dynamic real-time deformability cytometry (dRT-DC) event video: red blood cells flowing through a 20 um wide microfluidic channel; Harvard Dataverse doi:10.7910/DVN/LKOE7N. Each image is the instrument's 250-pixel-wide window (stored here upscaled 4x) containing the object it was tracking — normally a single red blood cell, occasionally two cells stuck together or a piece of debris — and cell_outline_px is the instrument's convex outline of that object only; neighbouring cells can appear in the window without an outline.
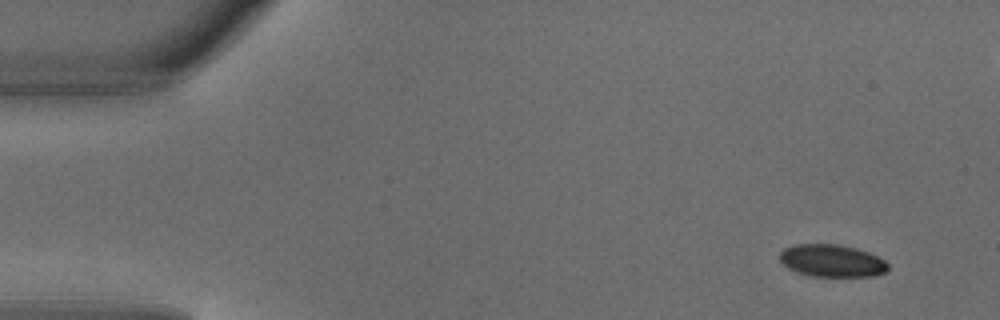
{"species": "common noctule bat (a hibernating species)", "species_latin": "Nyctalus noctula", "temperature_condition": "warm", "stored_images_in_passage": 5, "camera_frame_rate_fps": 3000, "um_per_image_px": 0.085, "animal": {"sex": "male", "body_mass_g": 18.8}, "frame": {"image": 1, "passage_image": 1, "time_ms": 0.0, "image_size_px": [1000, 320], "cell_outline_px": [[888, 268], [884, 272], [876, 276], [812, 276], [796, 272], [788, 268], [780, 260], [780, 252], [784, 248], [792, 244], [840, 244], [856, 248], [868, 252], [884, 260], [888, 264]], "centroid_in_image_um": [70.69, 22.15], "position_along_channel_um": 14.3, "area_um2": 20.46}}
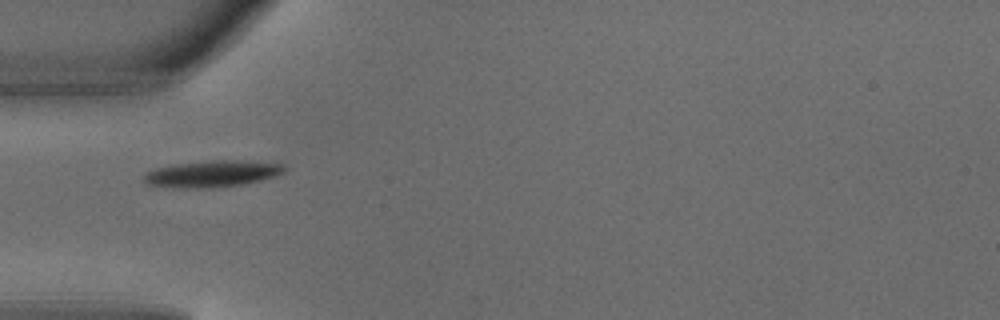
{"frame": {"image": 2, "passage_image": 4, "time_ms": 1.0, "image_size_px": [1000, 320], "cell_outline_px": [[288, 168], [284, 172], [276, 176], [244, 184], [208, 188], [176, 188], [148, 184], [144, 180], [144, 176], [148, 172], [156, 168], [172, 164], [212, 160], [236, 160], [284, 164]], "centroid_in_image_um": [18.06, 14.77], "position_along_channel_um": 66.9, "area_um2": 21.73}}
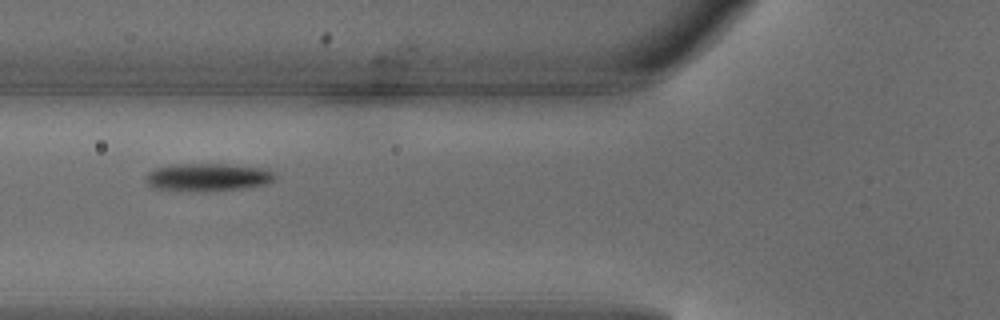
{"frame": {"image": 3, "passage_image": 5, "time_ms": 1.333, "image_size_px": [1000, 320], "cell_outline_px": [[276, 180], [264, 184], [240, 188], [156, 188], [148, 184], [144, 176], [148, 172], [156, 168], [172, 164], [228, 164], [264, 168], [272, 172], [276, 176]], "centroid_in_image_um": [17.69, 14.99], "position_along_channel_um": 108.1, "area_um2": 19.65}}